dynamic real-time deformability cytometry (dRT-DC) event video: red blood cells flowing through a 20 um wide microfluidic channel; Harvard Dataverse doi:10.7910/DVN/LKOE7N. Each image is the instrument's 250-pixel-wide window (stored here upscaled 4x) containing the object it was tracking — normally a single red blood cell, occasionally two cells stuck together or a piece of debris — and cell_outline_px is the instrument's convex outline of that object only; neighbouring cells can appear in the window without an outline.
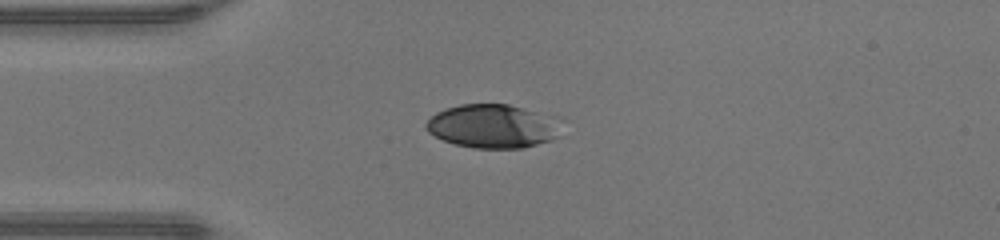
{"species": "human", "species_latin": "Homo sapiens", "temperature_condition": "warm", "stored_images_in_passage": 36, "camera_frame_rate_fps": 3000, "um_per_image_px": 0.085, "donor": {"sex": "male"}, "frame": {"image": 1, "passage_image": 1, "time_ms": 0.0, "image_size_px": [1000, 240], "cell_outline_px": [[560, 116], [556, 136], [552, 140], [524, 148], [472, 148], [456, 144], [444, 140], [428, 132], [424, 128], [424, 124], [436, 112], [444, 108], [460, 104], [508, 104]], "centroid_in_image_um": [41.9, 10.71], "position_along_channel_um": 43.1, "area_um2": 34.8}}
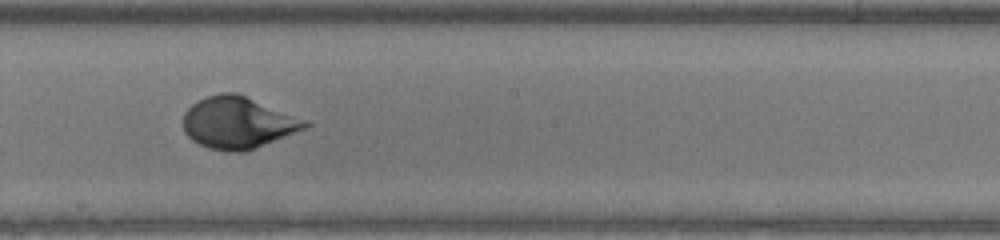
{"frame": {"image": 2, "passage_image": 15, "time_ms": 4.667, "image_size_px": [1000, 240], "cell_outline_px": [[312, 124], [308, 128], [244, 152], [232, 152], [208, 148], [192, 140], [184, 132], [184, 112], [192, 104], [208, 96], [220, 92], [236, 92], [308, 120]], "centroid_in_image_um": [20.26, 10.42], "position_along_channel_um": 227.9, "area_um2": 36.82}}
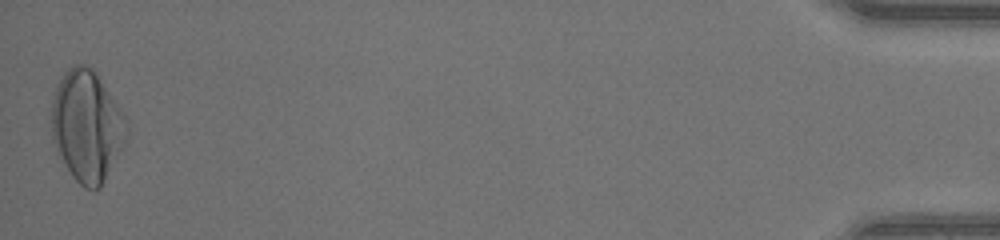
{"frame": {"image": 3, "passage_image": 36, "time_ms": 11.667, "image_size_px": [1000, 240], "cell_outline_px": [[128, 136], [124, 144], [100, 188], [84, 188], [72, 176], [56, 148], [52, 140], [52, 100], [56, 88], [64, 72], [68, 68], [76, 64], [84, 64], [92, 68], [96, 72], [128, 120]], "centroid_in_image_um": [7.4, 10.68], "position_along_channel_um": 427.8, "area_um2": 48.32}, "authors_computed_cell_mechanics": {"area_um2": 36.1828, "velocity_mm_per_s": 4.3298, "shape_relaxation_time_tau1_ms": 4.1215, "shape_relaxation_time_tau2_ms": null, "deformation_change_tau1": 0.2088, "deformation_change_tau2": null}}